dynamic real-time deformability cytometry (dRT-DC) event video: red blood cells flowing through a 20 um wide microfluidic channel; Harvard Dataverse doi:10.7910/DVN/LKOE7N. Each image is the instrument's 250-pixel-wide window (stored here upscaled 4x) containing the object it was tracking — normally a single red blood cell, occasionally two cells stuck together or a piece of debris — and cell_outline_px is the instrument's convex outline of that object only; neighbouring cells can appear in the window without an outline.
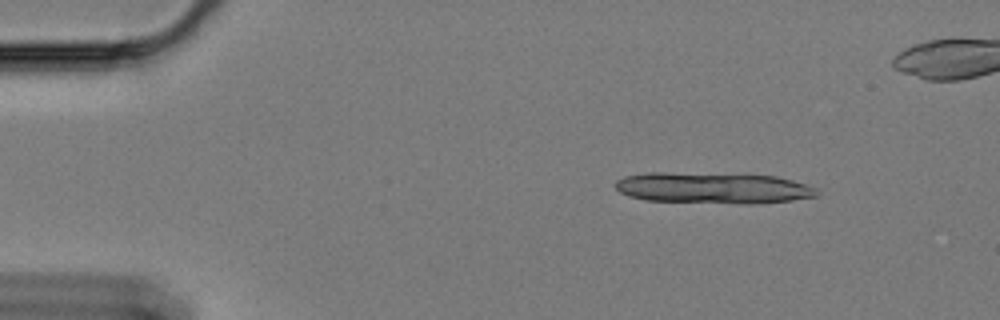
{"species": "Egyptian fruit bat (a non-hibernating species)", "species_latin": "Rousettus aegyptiacus", "temperature_condition": "cold", "stored_images_in_passage": 10, "camera_frame_rate_fps": 3000, "um_per_image_px": 0.085, "animal": {"sex": "female"}, "frame": {"image": 1, "passage_image": 1, "time_ms": 0.0, "image_size_px": [1000, 320], "cell_outline_px": [[820, 192], [816, 196], [792, 200], [752, 204], [744, 204], [648, 200], [628, 196], [620, 192], [616, 188], [616, 180], [624, 176], [648, 172], [664, 172], [776, 176], [792, 180], [816, 188]], "centroid_in_image_um": [60.59, 15.98], "position_along_channel_um": 24.4, "area_um2": 36.41}}